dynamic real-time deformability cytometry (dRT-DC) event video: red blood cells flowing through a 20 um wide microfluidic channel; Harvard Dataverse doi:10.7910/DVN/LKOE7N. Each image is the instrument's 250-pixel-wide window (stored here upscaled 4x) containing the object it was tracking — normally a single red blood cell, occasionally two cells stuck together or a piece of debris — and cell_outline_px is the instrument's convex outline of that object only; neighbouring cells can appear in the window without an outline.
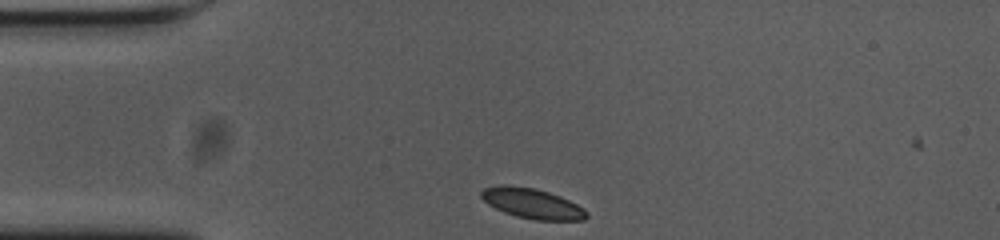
{"species": "common noctule bat (a hibernating species)", "species_latin": "Nyctalus noctula", "temperature_condition": "cold", "stored_images_in_passage": 33, "camera_frame_rate_fps": 3000, "um_per_image_px": 0.085, "animal": {"sex": "female", "body_mass_g": 23.0, "forearm_length_mm": 53.4}, "frame": {"image": 1, "passage_image": 1, "time_ms": 0.0, "image_size_px": [1000, 240], "cell_outline_px": [[588, 216], [584, 220], [536, 220], [516, 216], [504, 212], [488, 204], [480, 196], [480, 192], [484, 188], [504, 184], [536, 188], [560, 196], [584, 208], [588, 212]], "centroid_in_image_um": [45.24, 17.29], "position_along_channel_um": 39.8, "area_um2": 18.5}}
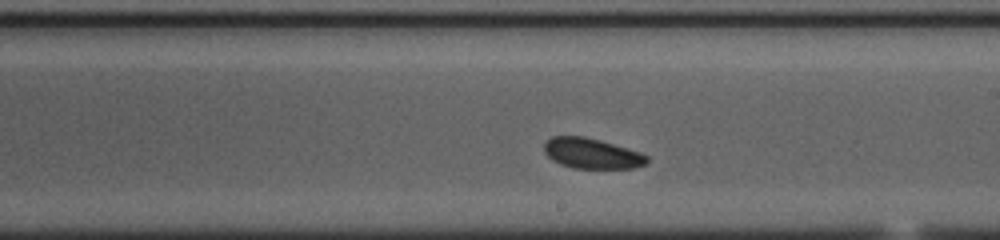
{"frame": {"image": 2, "passage_image": 20, "time_ms": 6.333, "image_size_px": [1000, 240], "cell_outline_px": [[648, 164], [632, 168], [572, 168], [560, 164], [552, 160], [544, 152], [544, 144], [552, 136], [584, 136], [600, 140], [640, 152], [648, 156]], "centroid_in_image_um": [50.3, 13.04], "position_along_channel_um": 238.7, "area_um2": 18.21}}
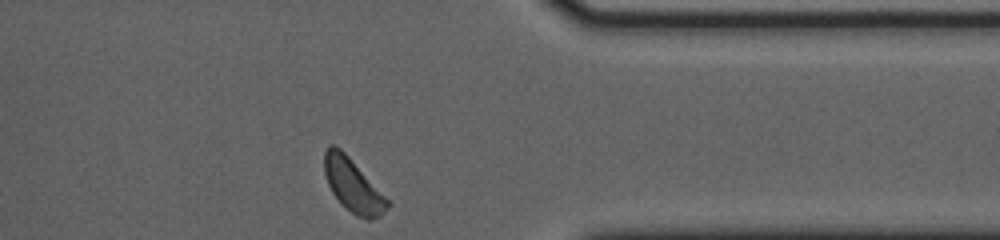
{"frame": {"image": 3, "passage_image": 33, "time_ms": 10.667, "image_size_px": [1000, 240], "cell_outline_px": [[392, 204], [380, 216], [372, 220], [368, 220], [356, 216], [332, 192], [328, 184], [324, 172], [324, 152], [328, 144], [336, 144], [348, 156]], "centroid_in_image_um": [30.0, 15.74], "position_along_channel_um": 381.4, "area_um2": 19.19}, "authors_computed_cell_mechanics": {"area_um2": 18.7272, "velocity_mm_per_s": 3.581, "shape_relaxation_time_tau1_ms": null, "shape_relaxation_time_tau2_ms": 7.3549, "deformation_change_tau1": null, "deformation_change_tau2": 0.0988}}